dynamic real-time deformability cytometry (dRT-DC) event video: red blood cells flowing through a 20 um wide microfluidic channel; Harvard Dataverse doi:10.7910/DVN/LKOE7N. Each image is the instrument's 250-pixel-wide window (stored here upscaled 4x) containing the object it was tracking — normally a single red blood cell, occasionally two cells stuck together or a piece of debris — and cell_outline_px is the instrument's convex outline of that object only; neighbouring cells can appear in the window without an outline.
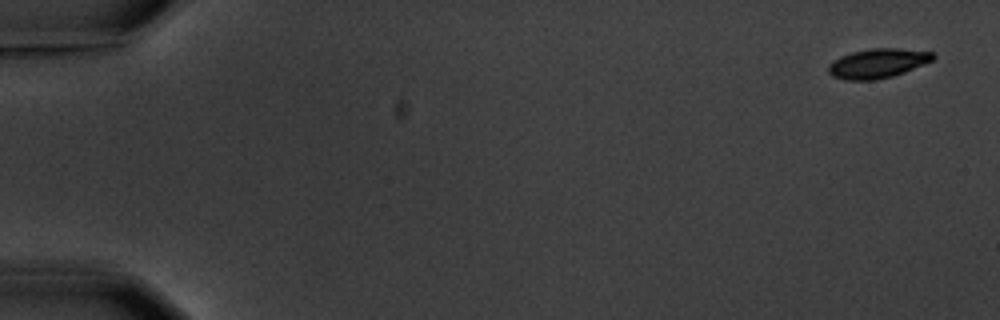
{"species": "common noctule bat (a hibernating species)", "species_latin": "Nyctalus noctula", "temperature_condition": "warm", "stored_images_in_passage": 5, "camera_frame_rate_fps": 3000, "um_per_image_px": 0.085, "animal": {"sex": "male", "body_mass_g": 20.1, "forearm_length_mm": 53.5}, "frame": {"image": 1, "passage_image": 1, "time_ms": 0.0, "image_size_px": [1000, 320], "cell_outline_px": [[936, 56], [932, 60], [924, 64], [904, 72], [892, 76], [876, 80], [844, 80], [832, 76], [828, 72], [828, 64], [840, 56], [852, 52], [872, 48], [896, 48], [932, 52]], "centroid_in_image_um": [74.57, 5.39], "position_along_channel_um": 10.4, "area_um2": 17.92}}